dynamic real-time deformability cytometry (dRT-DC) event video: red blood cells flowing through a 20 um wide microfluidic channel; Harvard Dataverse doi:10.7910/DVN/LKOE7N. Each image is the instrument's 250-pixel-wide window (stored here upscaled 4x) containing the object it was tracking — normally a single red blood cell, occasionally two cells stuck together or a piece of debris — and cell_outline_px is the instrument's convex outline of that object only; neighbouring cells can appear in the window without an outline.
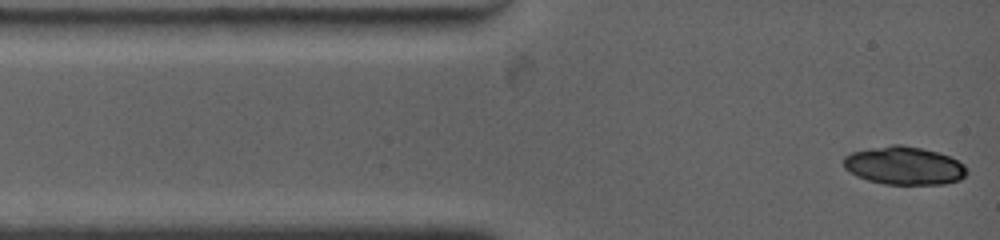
{"species": "common noctule bat (a hibernating species)", "species_latin": "Nyctalus noctula", "temperature_condition": "warm", "stored_images_in_passage": 2, "camera_frame_rate_fps": 4500, "um_per_image_px": 0.085, "animal": {"sex": "female", "body_mass_g": 19.0, "forearm_length_mm": 53.3}, "frame": {"image": 1, "passage_image": 1, "time_ms": 0.0, "image_size_px": [1000, 240], "cell_outline_px": [[968, 172], [960, 180], [944, 184], [884, 184], [868, 180], [856, 176], [848, 172], [844, 168], [844, 156], [852, 152], [892, 144], [900, 144], [920, 148], [936, 152], [948, 156], [964, 164], [968, 168]], "centroid_in_image_um": [76.85, 14.09], "position_along_channel_um": 8.2, "area_um2": 27.34}}